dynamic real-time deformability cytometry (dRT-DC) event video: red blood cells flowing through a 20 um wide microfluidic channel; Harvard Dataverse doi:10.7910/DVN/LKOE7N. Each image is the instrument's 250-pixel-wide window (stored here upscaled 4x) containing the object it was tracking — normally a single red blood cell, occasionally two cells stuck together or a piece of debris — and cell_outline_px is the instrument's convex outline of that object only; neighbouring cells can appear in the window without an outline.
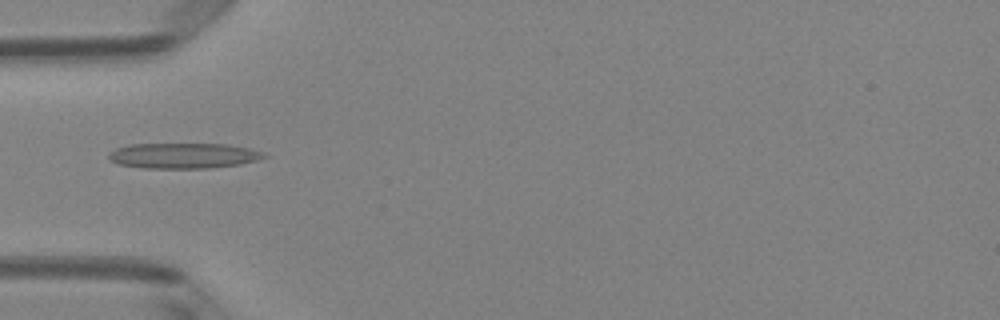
{"species": "Egyptian fruit bat (a non-hibernating species)", "species_latin": "Rousettus aegyptiacus", "temperature_condition": "room temperature", "stored_images_in_passage": 50, "camera_frame_rate_fps": 3000, "um_per_image_px": 0.085, "animal": {"sex": "female"}, "frame": {"image": 1, "passage_image": 16, "time_ms": 5.0, "image_size_px": [1000, 320], "cell_outline_px": [[268, 156], [256, 160], [240, 164], [208, 168], [140, 168], [120, 164], [112, 160], [108, 156], [108, 152], [116, 148], [128, 144], [224, 144], [248, 148], [264, 152]], "centroid_in_image_um": [15.57, 13.23], "position_along_channel_um": 69.4, "area_um2": 22.95}}
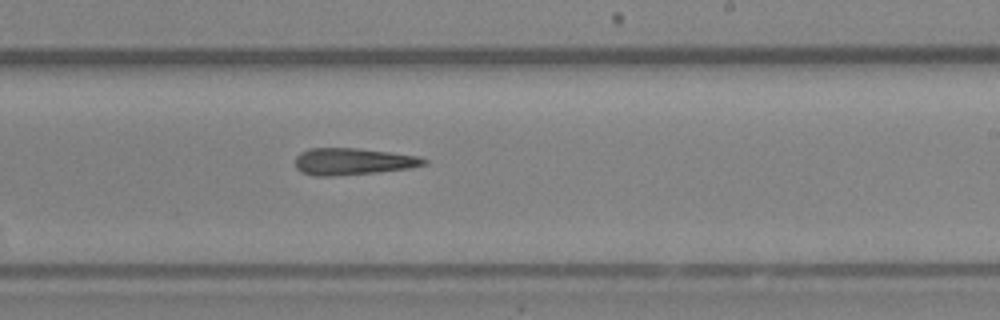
{"frame": {"image": 2, "passage_image": 30, "time_ms": 9.667, "image_size_px": [1000, 320], "cell_outline_px": [[428, 164], [412, 168], [376, 172], [332, 176], [316, 176], [300, 172], [296, 168], [296, 156], [300, 152], [308, 148], [356, 148], [420, 156], [428, 160]], "centroid_in_image_um": [30.01, 13.72], "position_along_channel_um": 259.0, "area_um2": 20.23}}
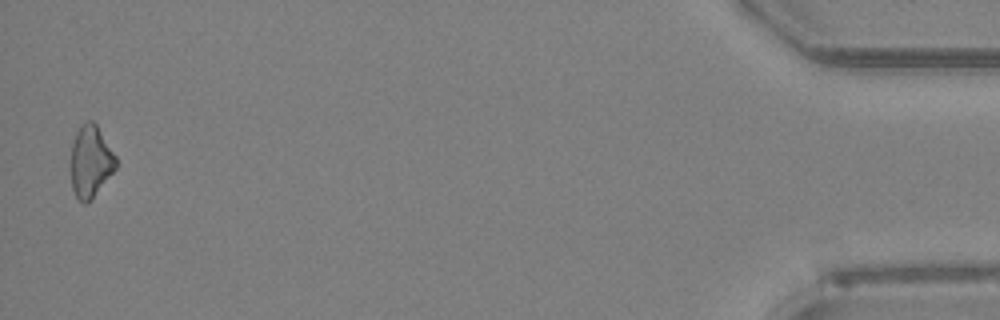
{"frame": {"image": 3, "passage_image": 49, "time_ms": 16.0, "image_size_px": [1000, 320], "cell_outline_px": [[116, 168], [88, 204], [84, 204], [76, 196], [72, 188], [68, 164], [72, 144], [76, 132], [80, 124], [84, 120], [92, 120], [96, 124], [116, 156]], "centroid_in_image_um": [7.65, 13.72], "position_along_channel_um": 427.6, "area_um2": 19.36}}